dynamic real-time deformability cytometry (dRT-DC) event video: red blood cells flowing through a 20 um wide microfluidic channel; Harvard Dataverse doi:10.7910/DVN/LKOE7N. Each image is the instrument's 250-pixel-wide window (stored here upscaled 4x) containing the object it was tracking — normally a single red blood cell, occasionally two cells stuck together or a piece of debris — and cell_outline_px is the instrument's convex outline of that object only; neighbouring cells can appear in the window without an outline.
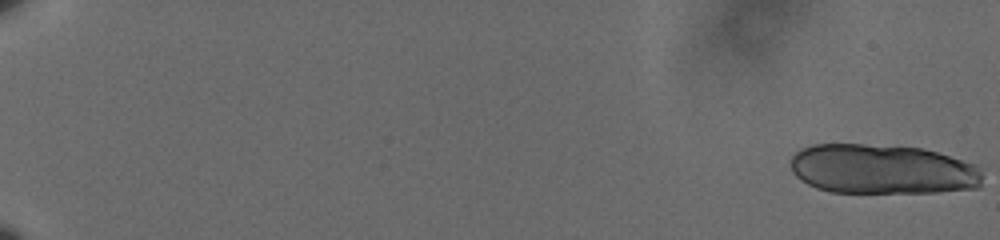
{"species": "human", "species_latin": "Homo sapiens", "temperature_condition": "cold", "stored_images_in_passage": 23, "camera_frame_rate_fps": 3000, "um_per_image_px": 0.085, "donor": {"sex": "male"}, "frame": {"image": 1, "passage_image": 1, "time_ms": 0.0, "image_size_px": [1000, 240], "cell_outline_px": [[980, 188], [936, 192], [832, 192], [816, 188], [800, 180], [792, 172], [792, 156], [800, 148], [812, 144], [864, 144], [924, 148], [976, 164], [980, 168]], "centroid_in_image_um": [74.99, 14.38], "position_along_channel_um": 10.0, "area_um2": 55.83}}
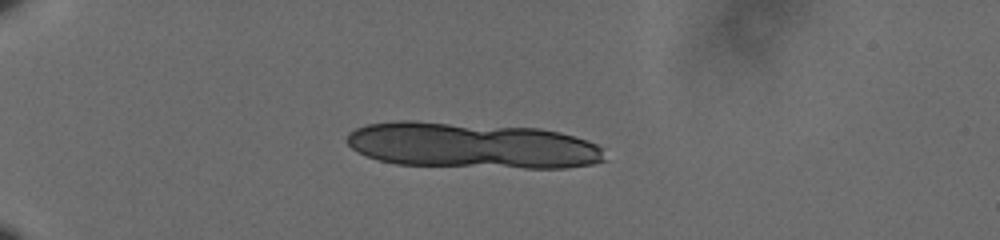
{"frame": {"image": 2, "passage_image": 18, "time_ms": 5.667, "image_size_px": [1000, 240], "cell_outline_px": [[608, 160], [592, 164], [568, 168], [524, 168], [396, 164], [380, 160], [356, 152], [344, 140], [348, 132], [356, 128], [368, 124], [396, 120], [416, 120], [540, 128], [560, 132], [588, 140], [604, 148]], "centroid_in_image_um": [40.14, 12.35], "position_along_channel_um": 44.9, "area_um2": 70.0}}